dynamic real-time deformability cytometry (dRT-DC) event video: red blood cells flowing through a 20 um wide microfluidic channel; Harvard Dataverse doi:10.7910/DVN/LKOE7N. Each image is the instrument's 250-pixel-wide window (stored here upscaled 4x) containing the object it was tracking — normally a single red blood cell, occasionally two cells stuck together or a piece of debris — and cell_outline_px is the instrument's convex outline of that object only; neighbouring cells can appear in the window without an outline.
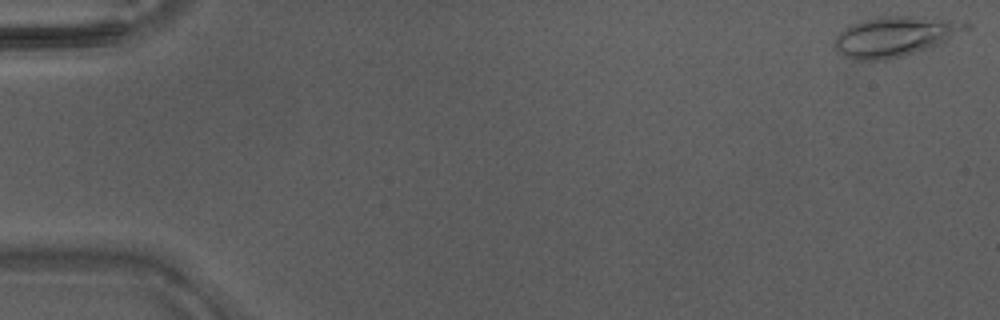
{"species": "Egyptian fruit bat (a non-hibernating species)", "species_latin": "Rousettus aegyptiacus", "temperature_condition": "warm", "stored_images_in_passage": 2, "camera_frame_rate_fps": 3000, "um_per_image_px": 0.085, "animal": {"sex": "male"}, "frame": {"image": 1, "passage_image": 1, "time_ms": 0.0, "image_size_px": [1000, 320], "cell_outline_px": [[972, 28], [928, 48], [900, 56], [880, 60], [852, 60], [844, 56], [836, 48], [836, 36], [840, 32], [852, 24], [868, 20], [888, 16], [912, 16], [944, 20], [972, 24]], "centroid_in_image_um": [76.06, 3.11], "position_along_channel_um": 8.9, "area_um2": 29.54}}